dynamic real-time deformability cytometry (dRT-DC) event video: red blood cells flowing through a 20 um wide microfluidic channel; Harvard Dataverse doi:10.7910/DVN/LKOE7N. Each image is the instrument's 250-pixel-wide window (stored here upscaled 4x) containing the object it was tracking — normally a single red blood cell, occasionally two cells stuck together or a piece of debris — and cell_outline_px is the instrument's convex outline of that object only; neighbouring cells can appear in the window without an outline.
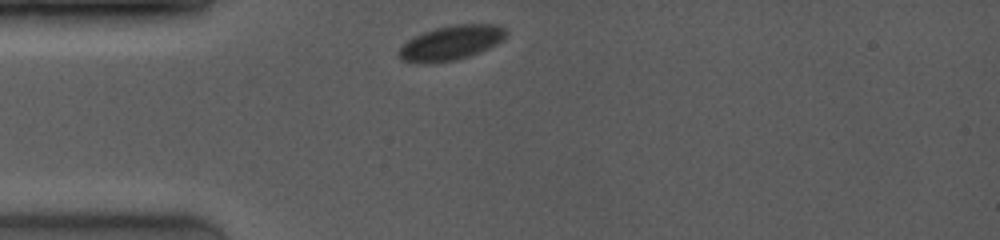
{"species": "common noctule bat (a hibernating species)", "species_latin": "Nyctalus noctula", "temperature_condition": "room temperature", "stored_images_in_passage": 42, "camera_frame_rate_fps": 4000, "um_per_image_px": 0.085, "animal": {"sex": "female", "body_mass_g": 19.0, "forearm_length_mm": 53.3}, "frame": {"image": 1, "passage_image": 1, "time_ms": 0.0, "image_size_px": [1000, 240], "cell_outline_px": [[508, 32], [504, 40], [488, 48], [468, 56], [456, 60], [432, 64], [420, 64], [400, 60], [396, 52], [408, 40], [424, 32], [436, 28], [452, 24], [500, 24]], "centroid_in_image_um": [38.33, 3.65], "position_along_channel_um": 46.7, "area_um2": 21.85}}
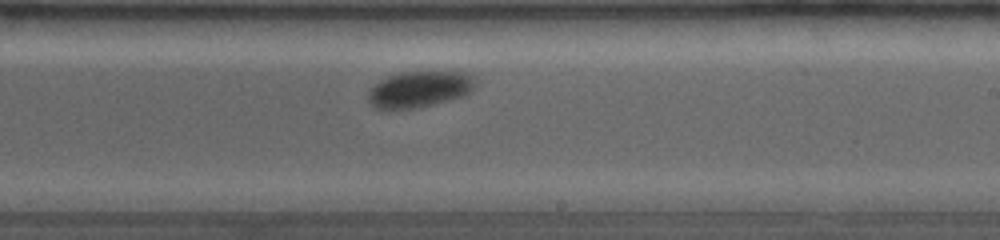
{"frame": {"image": 2, "passage_image": 20, "time_ms": 5.75, "image_size_px": [1000, 240], "cell_outline_px": [[476, 84], [464, 96], [416, 108], [376, 108], [368, 100], [368, 92], [380, 80], [388, 76], [400, 72], [464, 72], [472, 76], [476, 80]], "centroid_in_image_um": [35.66, 7.57], "position_along_channel_um": 253.3, "area_um2": 22.2}}
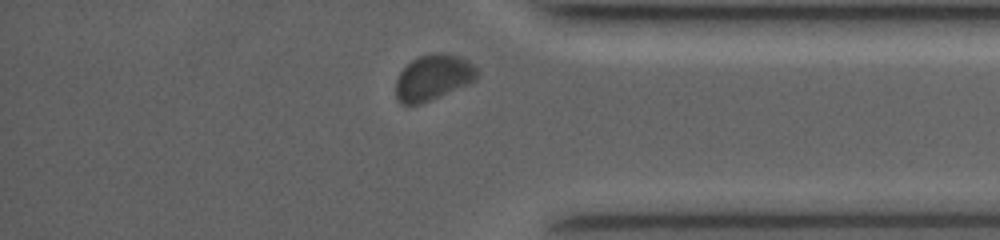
{"frame": {"image": 3, "passage_image": 36, "time_ms": 9.5, "image_size_px": [1000, 240], "cell_outline_px": [[480, 76], [476, 80], [420, 104], [400, 104], [396, 100], [396, 80], [400, 72], [412, 60], [420, 56], [436, 52], [440, 52], [460, 56], [468, 60], [480, 72]], "centroid_in_image_um": [36.83, 6.57], "position_along_channel_um": 398.4, "area_um2": 21.56}, "authors_computed_cell_mechanics": {"area_um2": 22.3108, "velocity_mm_per_s": 3.8807, "shape_relaxation_time_tau1_ms": 1.2504, "shape_relaxation_time_tau2_ms": null, "deformation_change_tau1": 0.0434, "deformation_change_tau2": null}}